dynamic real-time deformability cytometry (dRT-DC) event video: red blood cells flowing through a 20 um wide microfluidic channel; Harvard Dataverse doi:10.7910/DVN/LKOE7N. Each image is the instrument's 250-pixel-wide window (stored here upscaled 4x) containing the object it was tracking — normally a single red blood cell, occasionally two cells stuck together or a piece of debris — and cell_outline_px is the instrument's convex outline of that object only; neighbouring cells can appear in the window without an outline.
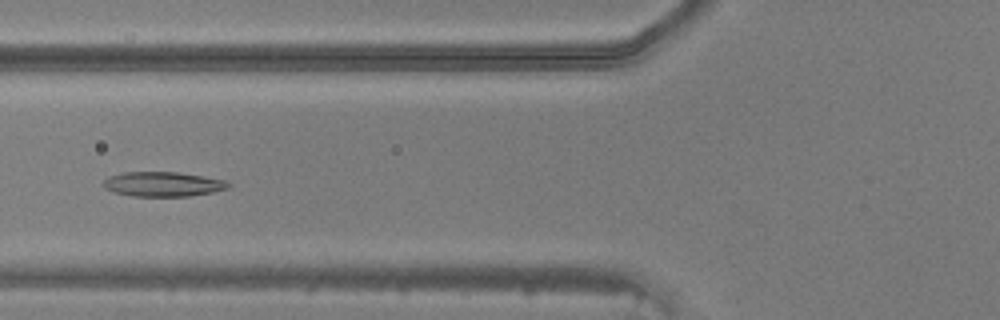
{"species": "common noctule bat (a hibernating species)", "species_latin": "Nyctalus noctula", "temperature_condition": "warm", "stored_images_in_passage": 49, "camera_frame_rate_fps": 3000, "um_per_image_px": 0.085, "animal": {"sex": "male", "body_mass_g": 20.5, "forearm_length_mm": 52.5}, "frame": {"image": 1, "passage_image": 20, "time_ms": 6.333, "image_size_px": [1000, 320], "cell_outline_px": [[232, 184], [228, 188], [212, 192], [188, 196], [132, 196], [112, 192], [104, 188], [104, 180], [108, 176], [124, 172], [176, 172], [224, 180]], "centroid_in_image_um": [13.81, 15.65], "position_along_channel_um": 112.0, "area_um2": 17.86}}
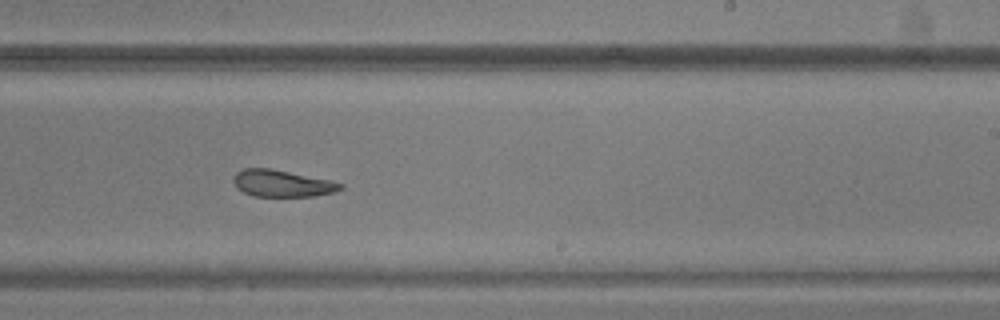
{"frame": {"image": 2, "passage_image": 31, "time_ms": 10.0, "image_size_px": [1000, 320], "cell_outline_px": [[344, 188], [336, 192], [312, 196], [252, 196], [236, 188], [232, 180], [236, 172], [244, 168], [268, 168], [328, 180], [344, 184]], "centroid_in_image_um": [23.95, 15.6], "position_along_channel_um": 265.1, "area_um2": 16.59}}
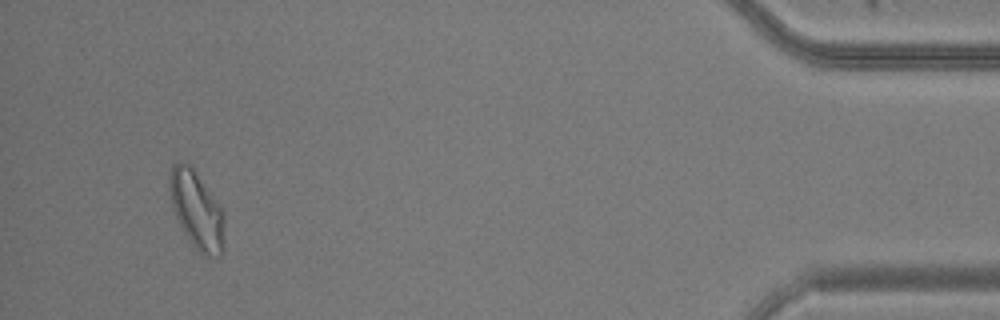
{"frame": {"image": 3, "passage_image": 47, "time_ms": 15.333, "image_size_px": [1000, 320], "cell_outline_px": [[224, 248], [220, 256], [208, 256], [200, 252], [188, 240], [176, 216], [172, 204], [168, 188], [168, 180], [172, 164], [176, 160], [184, 160], [192, 168], [224, 212]], "centroid_in_image_um": [16.7, 17.84], "position_along_channel_um": 418.5, "area_um2": 24.68}}